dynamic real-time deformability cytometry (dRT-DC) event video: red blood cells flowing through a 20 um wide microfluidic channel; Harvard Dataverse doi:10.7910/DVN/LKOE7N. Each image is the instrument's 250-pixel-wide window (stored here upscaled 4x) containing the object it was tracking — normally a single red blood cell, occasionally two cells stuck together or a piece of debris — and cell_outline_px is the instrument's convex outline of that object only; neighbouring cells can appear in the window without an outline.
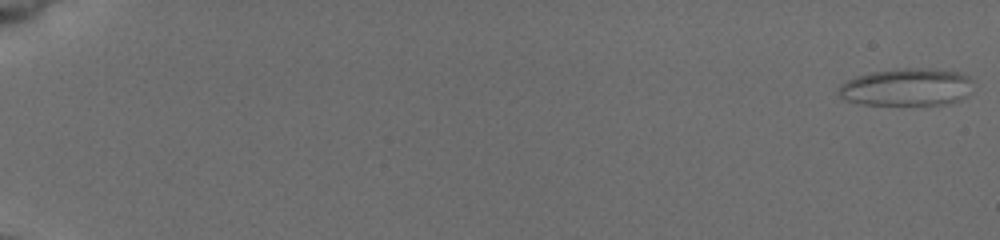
{"species": "common noctule bat (a hibernating species)", "species_latin": "Nyctalus noctula", "temperature_condition": "cold", "stored_images_in_passage": 19, "camera_frame_rate_fps": 3000, "um_per_image_px": 0.085, "animal": {"sex": "female", "body_mass_g": 19.5, "forearm_length_mm": 54.1}, "frame": {"image": 1, "passage_image": 1, "time_ms": 0.0, "image_size_px": [1000, 240], "cell_outline_px": [[972, 80], [968, 96], [960, 100], [940, 104], [864, 104], [844, 100], [836, 92], [840, 84], [856, 76], [872, 72], [900, 68], [928, 68], [956, 72], [968, 76]], "centroid_in_image_um": [77.04, 7.4], "position_along_channel_um": 8.0, "area_um2": 29.25}}